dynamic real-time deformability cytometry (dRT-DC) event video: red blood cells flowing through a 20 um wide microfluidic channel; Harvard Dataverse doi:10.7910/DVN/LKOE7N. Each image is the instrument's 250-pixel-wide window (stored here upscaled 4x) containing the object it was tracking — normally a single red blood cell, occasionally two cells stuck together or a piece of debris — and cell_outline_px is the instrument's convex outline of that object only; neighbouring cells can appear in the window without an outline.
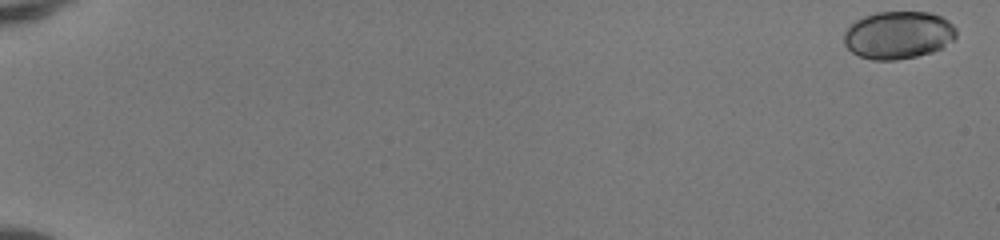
{"species": "human", "species_latin": "Homo sapiens", "temperature_condition": "room temperature", "stored_images_in_passage": 52, "camera_frame_rate_fps": 3000, "um_per_image_px": 0.085, "donor": {"sex": "female"}, "frame": {"image": 1, "passage_image": 1, "time_ms": 0.0, "image_size_px": [1000, 240], "cell_outline_px": [[956, 36], [952, 40], [940, 48], [932, 52], [916, 56], [896, 60], [872, 60], [860, 56], [852, 52], [844, 44], [844, 32], [856, 20], [864, 16], [876, 12], [928, 12], [940, 16], [948, 20], [956, 28]], "centroid_in_image_um": [76.34, 2.98], "position_along_channel_um": 8.7, "area_um2": 31.1}}
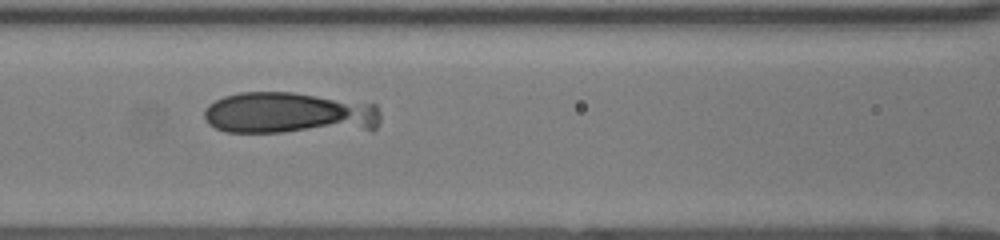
{"frame": {"image": 2, "passage_image": 26, "time_ms": 8.333, "image_size_px": [1000, 240], "cell_outline_px": [[380, 120], [376, 128], [372, 132], [228, 132], [216, 128], [208, 124], [204, 116], [204, 108], [208, 104], [224, 96], [240, 92], [292, 92], [376, 104], [380, 112]], "centroid_in_image_um": [24.67, 9.65], "position_along_channel_um": 141.9, "area_um2": 44.04}}
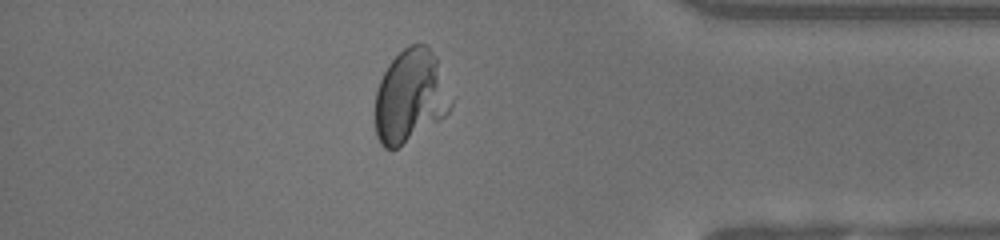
{"frame": {"image": 3, "passage_image": 46, "time_ms": 15.0, "image_size_px": [1000, 240], "cell_outline_px": [[456, 96], [448, 112], [440, 120], [396, 148], [384, 148], [380, 144], [376, 136], [376, 92], [380, 80], [388, 64], [404, 48], [412, 44], [424, 44], [436, 56]], "centroid_in_image_um": [34.95, 8.17], "position_along_channel_um": 400.3, "area_um2": 41.5}}